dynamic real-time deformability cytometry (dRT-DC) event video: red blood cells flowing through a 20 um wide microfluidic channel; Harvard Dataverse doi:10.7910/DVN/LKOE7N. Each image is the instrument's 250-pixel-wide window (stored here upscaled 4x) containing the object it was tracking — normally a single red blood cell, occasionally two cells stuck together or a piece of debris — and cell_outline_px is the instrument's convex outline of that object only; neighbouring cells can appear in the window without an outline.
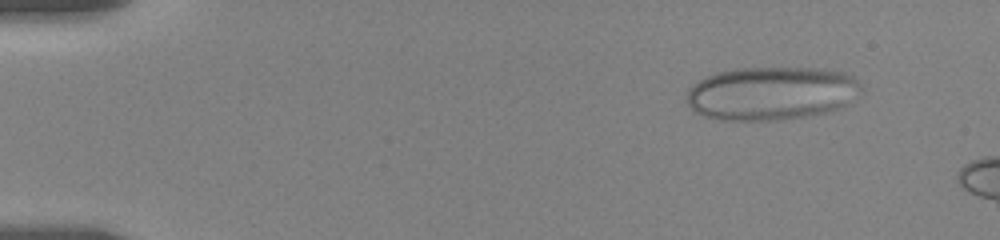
{"species": "human", "species_latin": "Homo sapiens", "temperature_condition": "room temperature", "stored_images_in_passage": 9, "camera_frame_rate_fps": 3000, "um_per_image_px": 0.085, "donor": {"sex": "female"}, "frame": {"image": 1, "passage_image": 6, "time_ms": 1.667, "image_size_px": [1000, 240], "cell_outline_px": [[864, 88], [844, 104], [828, 112], [808, 116], [784, 120], [720, 120], [700, 116], [688, 104], [684, 96], [700, 80], [708, 76], [720, 72], [736, 68], [812, 68], [844, 72], [852, 76]], "centroid_in_image_um": [65.54, 7.94], "position_along_channel_um": 19.5, "area_um2": 54.16}}